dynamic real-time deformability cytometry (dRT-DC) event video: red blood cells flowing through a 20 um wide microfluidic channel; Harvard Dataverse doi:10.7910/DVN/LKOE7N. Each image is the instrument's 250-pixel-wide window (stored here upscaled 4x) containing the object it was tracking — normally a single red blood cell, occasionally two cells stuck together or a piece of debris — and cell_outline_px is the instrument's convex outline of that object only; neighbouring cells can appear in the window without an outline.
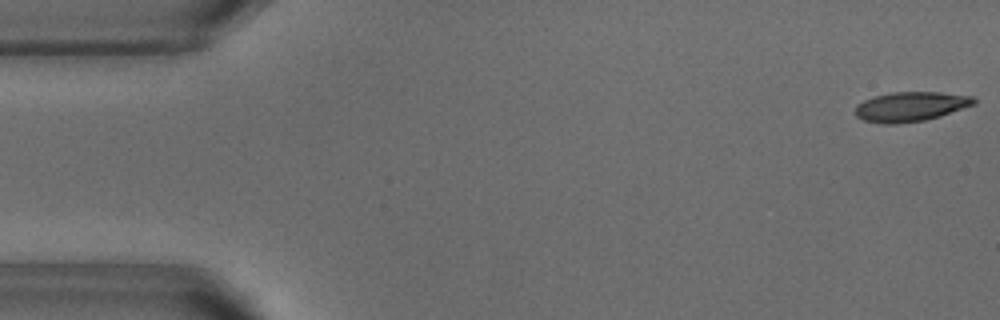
{"species": "common noctule bat (a hibernating species)", "species_latin": "Nyctalus noctula", "temperature_condition": "warm", "stored_images_in_passage": 52, "camera_frame_rate_fps": 3000, "um_per_image_px": 0.085, "animal": {"sex": "male", "body_mass_g": 18.8}, "frame": {"image": 1, "passage_image": 1, "time_ms": 0.0, "image_size_px": [1000, 320], "cell_outline_px": [[976, 104], [940, 116], [924, 120], [896, 124], [884, 124], [864, 120], [856, 116], [856, 104], [864, 100], [876, 96], [892, 92], [940, 92], [972, 96], [976, 100]], "centroid_in_image_um": [77.41, 9.06], "position_along_channel_um": 7.6, "area_um2": 20.4}}
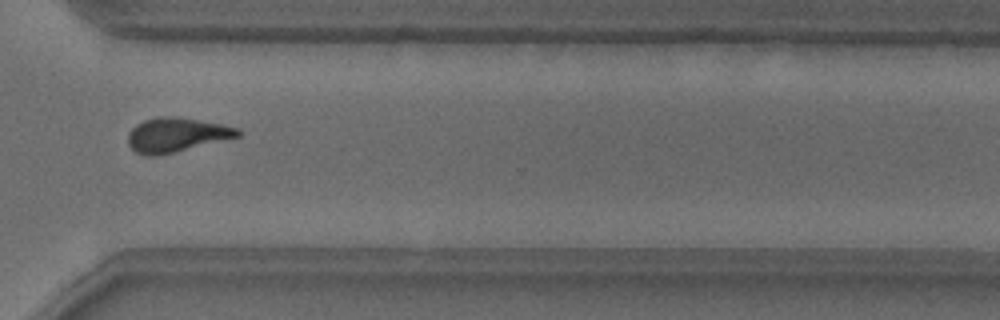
{"frame": {"image": 2, "passage_image": 38, "time_ms": 12.333, "image_size_px": [1000, 320], "cell_outline_px": [[240, 136], [160, 156], [144, 156], [136, 152], [128, 144], [128, 132], [136, 124], [144, 120], [156, 116], [180, 116], [240, 128]], "centroid_in_image_um": [14.97, 11.46], "position_along_channel_um": 355.6, "area_um2": 22.2}}
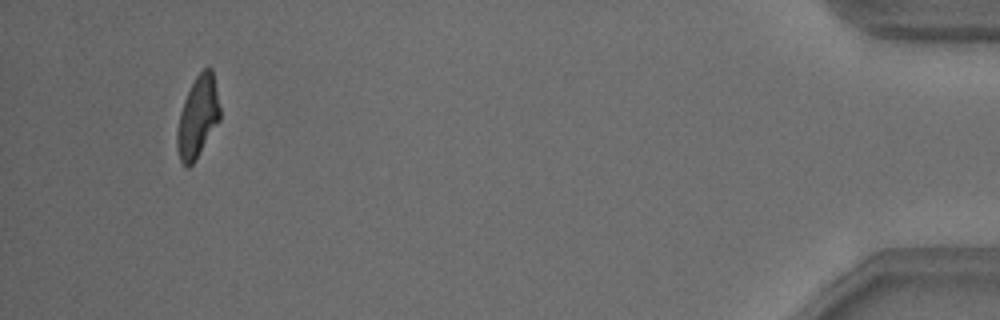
{"frame": {"image": 3, "passage_image": 49, "time_ms": 16.0, "image_size_px": [1000, 320], "cell_outline_px": [[220, 120], [192, 164], [188, 168], [184, 168], [180, 160], [176, 148], [176, 128], [180, 112], [184, 100], [196, 76], [204, 68], [212, 68], [220, 108]], "centroid_in_image_um": [16.78, 9.97], "position_along_channel_um": 418.4, "area_um2": 20.23}, "authors_computed_cell_mechanics": {"area_um2": 21.3282, "velocity_mm_per_s": 3.8367, "shape_relaxation_time_tau1_ms": 3.592, "shape_relaxation_time_tau2_ms": 1.0314, "deformation_change_tau1": 0.1787, "deformation_change_tau2": 0.095}}